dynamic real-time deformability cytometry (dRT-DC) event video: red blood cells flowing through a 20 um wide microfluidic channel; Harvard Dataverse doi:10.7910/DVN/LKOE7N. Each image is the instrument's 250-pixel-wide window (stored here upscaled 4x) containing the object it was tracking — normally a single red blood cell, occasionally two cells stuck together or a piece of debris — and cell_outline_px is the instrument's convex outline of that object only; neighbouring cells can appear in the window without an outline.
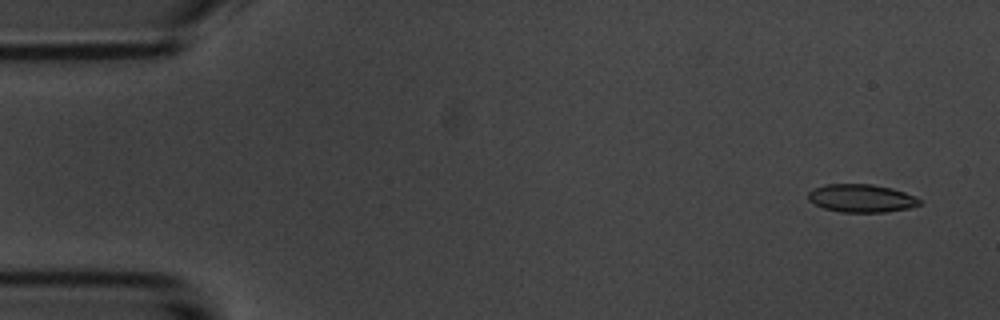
{"species": "common noctule bat (a hibernating species)", "species_latin": "Nyctalus noctula", "temperature_condition": "room temperature", "stored_images_in_passage": 4, "camera_frame_rate_fps": 3000, "um_per_image_px": 0.085, "animal": {"sex": "male", "body_mass_g": 20.1, "forearm_length_mm": 53.5}, "frame": {"image": 1, "passage_image": 1, "time_ms": 0.0, "image_size_px": [1000, 320], "cell_outline_px": [[920, 204], [908, 208], [884, 212], [840, 212], [824, 208], [808, 200], [808, 192], [812, 188], [824, 184], [872, 184], [892, 188], [904, 192], [920, 200]], "centroid_in_image_um": [73.16, 16.84], "position_along_channel_um": 11.8, "area_um2": 18.09}}
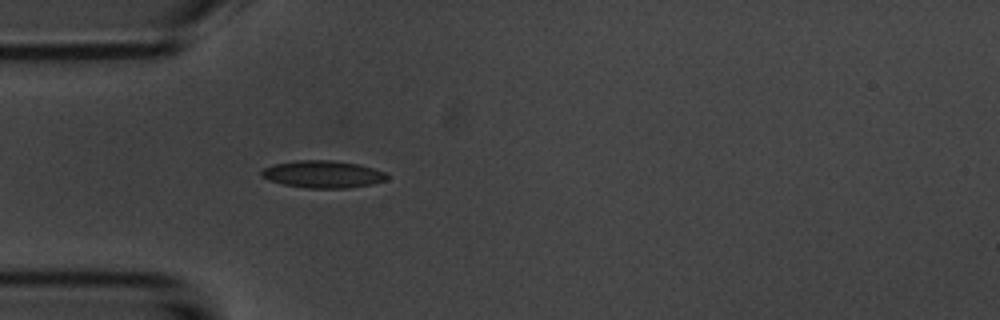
{"frame": {"image": 2, "passage_image": 4, "time_ms": 4.333, "image_size_px": [1000, 320], "cell_outline_px": [[388, 180], [372, 184], [348, 188], [308, 188], [284, 184], [268, 180], [260, 176], [260, 172], [264, 168], [272, 164], [296, 160], [332, 160], [360, 164], [384, 172], [388, 176]], "centroid_in_image_um": [27.43, 14.8], "position_along_channel_um": 57.6, "area_um2": 20.06}}